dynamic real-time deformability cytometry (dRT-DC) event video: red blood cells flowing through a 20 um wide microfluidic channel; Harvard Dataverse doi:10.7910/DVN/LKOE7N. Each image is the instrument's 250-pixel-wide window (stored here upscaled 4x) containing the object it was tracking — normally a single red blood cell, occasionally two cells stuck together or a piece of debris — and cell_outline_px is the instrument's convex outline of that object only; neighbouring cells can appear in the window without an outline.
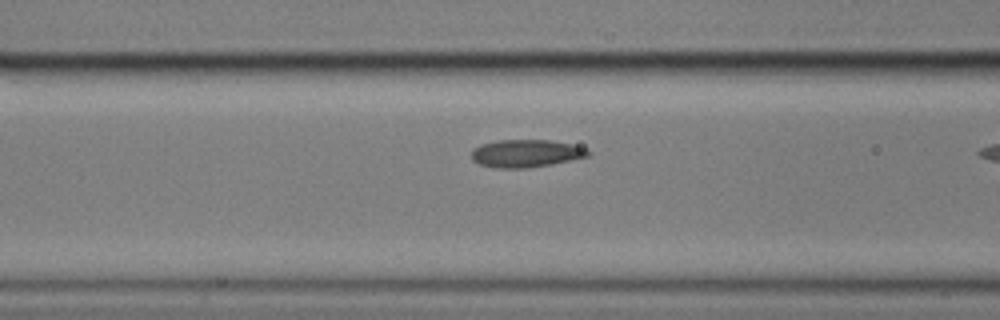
{"species": "common noctule bat (a hibernating species)", "species_latin": "Nyctalus noctula", "temperature_condition": "cold", "stored_images_in_passage": 11, "camera_frame_rate_fps": 3000, "um_per_image_px": 0.085, "animal": {"sex": "male", "body_mass_g": 17.9}, "frame": {"image": 1, "passage_image": 10, "time_ms": 3.0, "image_size_px": [1000, 320], "cell_outline_px": [[592, 152], [588, 156], [552, 164], [528, 168], [496, 168], [480, 164], [472, 160], [472, 152], [480, 144], [496, 140], [548, 140], [572, 144], [584, 148]], "centroid_in_image_um": [44.7, 13.04], "position_along_channel_um": 121.9, "area_um2": 18.73}}